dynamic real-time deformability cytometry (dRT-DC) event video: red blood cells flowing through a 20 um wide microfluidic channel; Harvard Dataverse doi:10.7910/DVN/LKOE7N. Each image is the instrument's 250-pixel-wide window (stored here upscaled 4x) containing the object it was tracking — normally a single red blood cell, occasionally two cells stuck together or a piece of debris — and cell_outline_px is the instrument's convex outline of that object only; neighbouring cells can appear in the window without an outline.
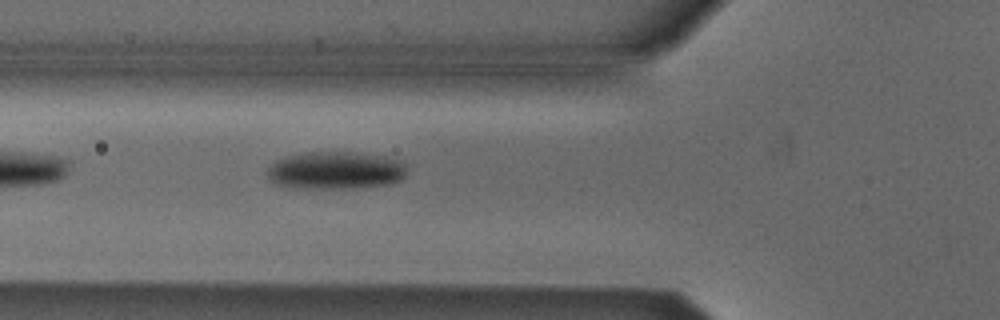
{"species": "Egyptian fruit bat (a non-hibernating species)", "species_latin": "Rousettus aegyptiacus", "temperature_condition": "cold", "stored_images_in_passage": 5, "camera_frame_rate_fps": 3000, "um_per_image_px": 0.085, "animal": {"sex": "male"}, "frame": {"image": 1, "passage_image": 4, "time_ms": 3.667, "image_size_px": [1000, 320], "cell_outline_px": [[408, 172], [400, 180], [392, 184], [356, 188], [296, 188], [276, 184], [268, 176], [268, 168], [276, 160], [284, 156], [308, 152], [352, 152], [388, 156], [404, 160]], "centroid_in_image_um": [28.6, 14.48], "position_along_channel_um": 97.2, "area_um2": 31.1}}